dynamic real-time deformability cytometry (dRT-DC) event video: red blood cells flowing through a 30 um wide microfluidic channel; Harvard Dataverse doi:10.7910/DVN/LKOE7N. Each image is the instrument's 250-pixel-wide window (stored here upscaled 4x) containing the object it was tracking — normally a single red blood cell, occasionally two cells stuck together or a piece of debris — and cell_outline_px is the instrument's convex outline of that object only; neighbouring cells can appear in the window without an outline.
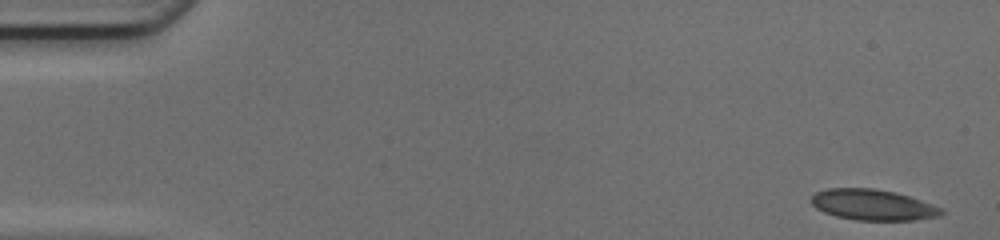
{"species": "common noctule bat (a hibernating species)", "species_latin": "Nyctalus noctula", "temperature_condition": "cold", "stored_images_in_passage": 48, "camera_frame_rate_fps": 3000, "um_per_image_px": 0.085, "animal": {"sex": "female", "body_mass_g": 17.0, "forearm_length_mm": 48.0}, "frame": {"image": 1, "passage_image": 1, "time_ms": 0.0, "image_size_px": [1000, 240], "cell_outline_px": [[944, 212], [940, 216], [916, 220], [856, 220], [836, 216], [824, 212], [816, 208], [812, 204], [812, 196], [816, 192], [828, 188], [872, 188], [892, 192], [908, 196], [944, 208]], "centroid_in_image_um": [74.21, 17.42], "position_along_channel_um": 10.8, "area_um2": 23.24}}
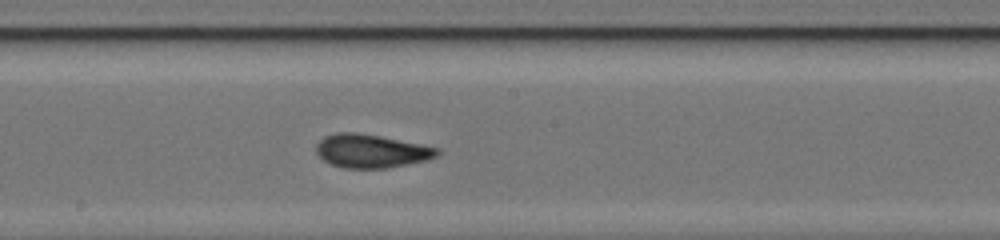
{"frame": {"image": 2, "passage_image": 26, "time_ms": 8.333, "image_size_px": [1000, 240], "cell_outline_px": [[440, 152], [436, 156], [428, 160], [388, 168], [344, 168], [332, 164], [324, 160], [316, 152], [316, 144], [324, 136], [336, 132], [356, 132], [380, 136], [440, 148]], "centroid_in_image_um": [31.55, 12.83], "position_along_channel_um": 216.6, "area_um2": 23.58}}
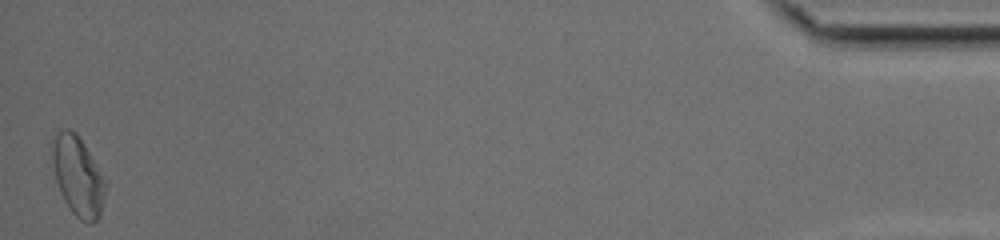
{"frame": {"image": 3, "passage_image": 48, "time_ms": 15.667, "image_size_px": [1000, 240], "cell_outline_px": [[104, 200], [100, 216], [92, 224], [88, 224], [80, 220], [72, 212], [64, 200], [60, 192], [56, 180], [52, 160], [52, 152], [56, 136], [64, 128], [68, 128], [76, 132], [84, 144], [104, 180]], "centroid_in_image_um": [6.62, 15.02], "position_along_channel_um": 428.6, "area_um2": 23.99}, "authors_computed_cell_mechanics": {"area_um2": 23.2356, "velocity_mm_per_s": 4.1903, "shape_relaxation_time_tau1_ms": 6.4467, "shape_relaxation_time_tau2_ms": 1.4966, "deformation_change_tau1": 0.1761, "deformation_change_tau2": 0.0759}}